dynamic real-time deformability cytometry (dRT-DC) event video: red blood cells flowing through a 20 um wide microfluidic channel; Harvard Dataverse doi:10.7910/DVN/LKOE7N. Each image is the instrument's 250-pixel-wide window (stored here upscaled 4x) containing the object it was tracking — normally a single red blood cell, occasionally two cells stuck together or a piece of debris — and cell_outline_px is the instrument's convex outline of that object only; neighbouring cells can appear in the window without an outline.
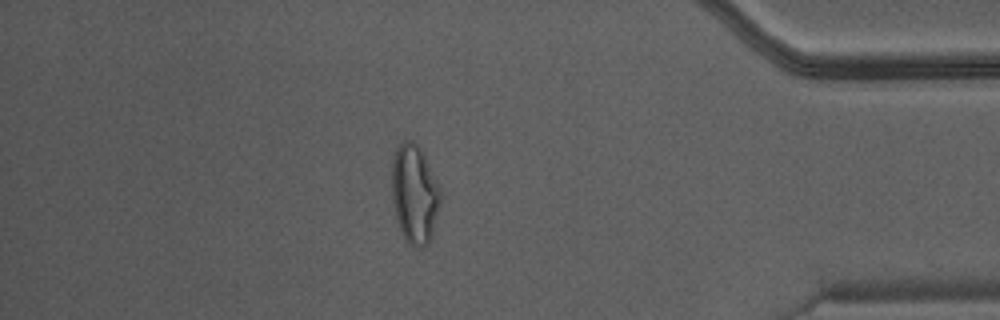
{"species": "Egyptian fruit bat (a non-hibernating species)", "species_latin": "Rousettus aegyptiacus", "temperature_condition": "warm", "stored_images_in_passage": 45, "camera_frame_rate_fps": 3000, "um_per_image_px": 0.085, "animal": {"sex": "male"}, "frame": {"image": 1, "passage_image": 39, "time_ms": 12.667, "image_size_px": [1000, 320], "cell_outline_px": [[444, 196], [432, 236], [428, 244], [424, 248], [416, 248], [408, 244], [404, 240], [396, 220], [392, 196], [392, 160], [396, 148], [400, 140], [412, 140], [420, 148]], "centroid_in_image_um": [35.25, 16.54], "position_along_channel_um": 399.9, "area_um2": 28.73}}